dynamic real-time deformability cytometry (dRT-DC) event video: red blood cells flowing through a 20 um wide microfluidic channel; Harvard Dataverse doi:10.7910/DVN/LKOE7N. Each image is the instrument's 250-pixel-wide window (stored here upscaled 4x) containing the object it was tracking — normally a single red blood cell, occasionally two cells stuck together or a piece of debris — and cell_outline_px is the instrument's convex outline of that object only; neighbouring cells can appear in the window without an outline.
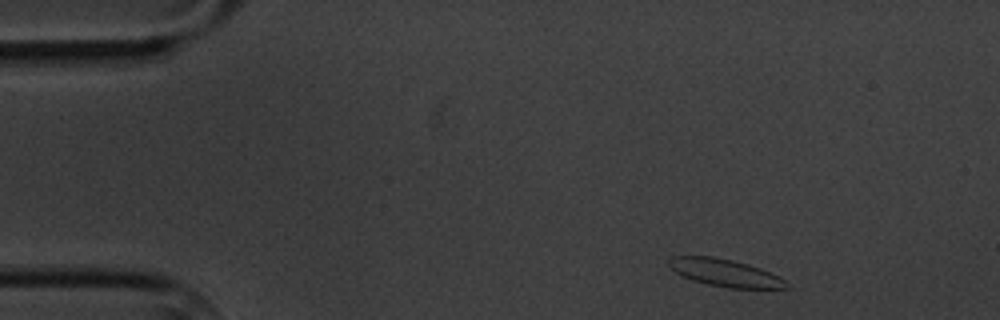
{"species": "common noctule bat (a hibernating species)", "species_latin": "Nyctalus noctula", "temperature_condition": "cold", "stored_images_in_passage": 7, "camera_frame_rate_fps": 3000, "um_per_image_px": 0.085, "animal": {"sex": "male", "body_mass_g": 20.1, "forearm_length_mm": 53.5}, "frame": {"image": 1, "passage_image": 1, "time_ms": 0.0, "image_size_px": [1000, 320], "cell_outline_px": [[788, 288], [728, 288], [708, 284], [692, 280], [676, 272], [668, 264], [668, 260], [672, 256], [712, 256], [732, 260], [748, 264], [760, 268], [784, 280], [788, 284]], "centroid_in_image_um": [61.6, 23.18], "position_along_channel_um": 23.4, "area_um2": 18.44}}
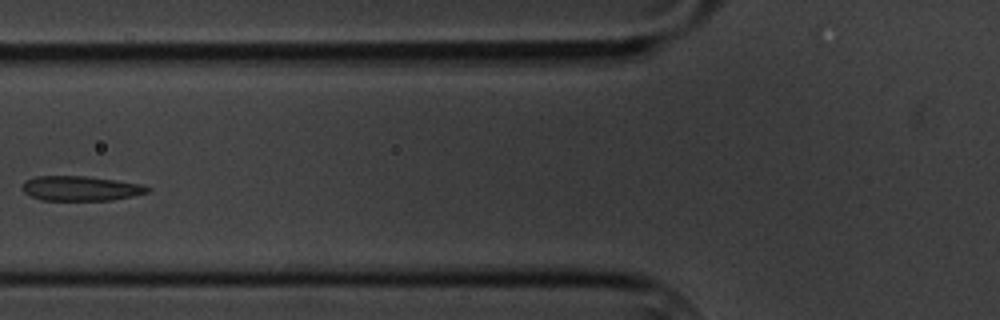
{"frame": {"image": 2, "passage_image": 5, "time_ms": 5.0, "image_size_px": [1000, 320], "cell_outline_px": [[152, 188], [148, 192], [132, 196], [112, 200], [40, 200], [24, 192], [24, 180], [36, 176], [84, 176], [116, 180], [144, 184]], "centroid_in_image_um": [6.9, 16.01], "position_along_channel_um": 118.9, "area_um2": 18.03}}
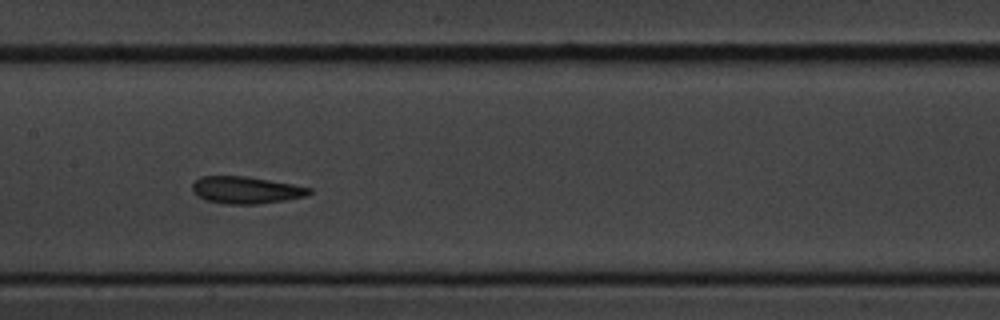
{"frame": {"image": 3, "passage_image": 7, "time_ms": 7.0, "image_size_px": [1000, 320], "cell_outline_px": [[312, 192], [308, 196], [284, 200], [256, 204], [224, 204], [204, 200], [196, 196], [192, 192], [192, 184], [196, 180], [204, 176], [248, 176], [292, 184], [312, 188]], "centroid_in_image_um": [20.89, 16.16], "position_along_channel_um": 186.5, "area_um2": 18.61}}